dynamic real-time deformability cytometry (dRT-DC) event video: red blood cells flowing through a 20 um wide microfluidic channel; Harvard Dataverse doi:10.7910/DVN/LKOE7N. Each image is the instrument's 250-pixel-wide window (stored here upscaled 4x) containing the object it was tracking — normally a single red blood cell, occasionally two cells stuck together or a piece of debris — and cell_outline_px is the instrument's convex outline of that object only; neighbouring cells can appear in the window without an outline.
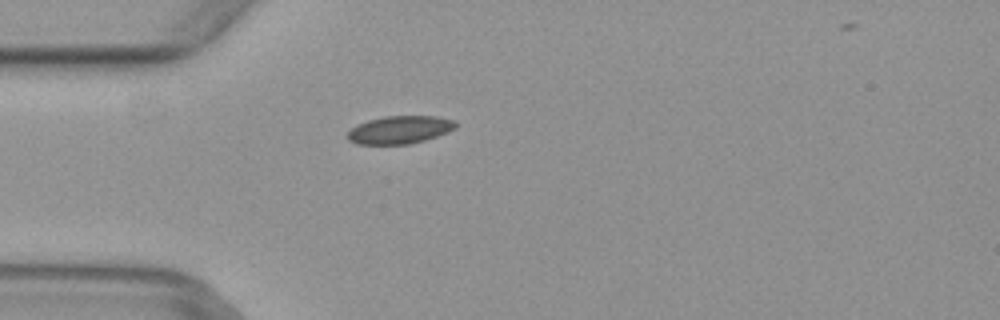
{"species": "common noctule bat (a hibernating species)", "species_latin": "Nyctalus noctula", "temperature_condition": "warm", "stored_images_in_passage": 2, "camera_frame_rate_fps": 3000, "um_per_image_px": 0.085, "animal": {"sex": "female", "body_mass_g": 29.2, "forearm_length_mm": 56.3}, "frame": {"image": 1, "passage_image": 2, "time_ms": 0.333, "image_size_px": [1000, 320], "cell_outline_px": [[456, 128], [448, 132], [424, 140], [408, 144], [356, 144], [348, 140], [348, 132], [356, 124], [368, 120], [384, 116], [436, 116], [456, 120]], "centroid_in_image_um": [33.98, 11.02], "position_along_channel_um": 51.0, "area_um2": 17.57}}